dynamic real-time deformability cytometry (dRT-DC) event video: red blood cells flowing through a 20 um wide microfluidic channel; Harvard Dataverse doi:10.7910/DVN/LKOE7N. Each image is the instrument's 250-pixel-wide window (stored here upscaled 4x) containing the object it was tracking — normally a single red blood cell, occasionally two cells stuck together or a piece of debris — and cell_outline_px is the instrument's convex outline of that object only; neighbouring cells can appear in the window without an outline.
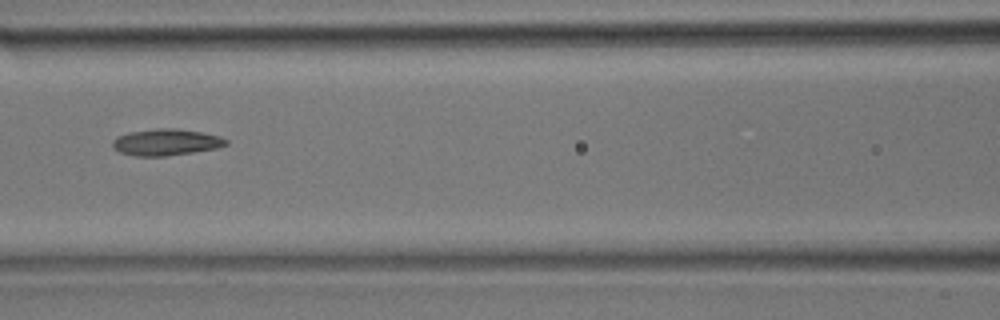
{"species": "common noctule bat (a hibernating species)", "species_latin": "Nyctalus noctula", "temperature_condition": "room temperature", "stored_images_in_passage": 34, "camera_frame_rate_fps": 3000, "um_per_image_px": 0.085, "animal": {"sex": "male", "body_mass_g": 17.9}, "frame": {"image": 1, "passage_image": 15, "time_ms": 4.667, "image_size_px": [1000, 320], "cell_outline_px": [[228, 144], [216, 148], [168, 156], [136, 156], [120, 152], [112, 148], [112, 140], [116, 136], [128, 132], [156, 128], [176, 128], [200, 132], [220, 136], [228, 140]], "centroid_in_image_um": [14.08, 12.08], "position_along_channel_um": 152.5, "area_um2": 17.63}}